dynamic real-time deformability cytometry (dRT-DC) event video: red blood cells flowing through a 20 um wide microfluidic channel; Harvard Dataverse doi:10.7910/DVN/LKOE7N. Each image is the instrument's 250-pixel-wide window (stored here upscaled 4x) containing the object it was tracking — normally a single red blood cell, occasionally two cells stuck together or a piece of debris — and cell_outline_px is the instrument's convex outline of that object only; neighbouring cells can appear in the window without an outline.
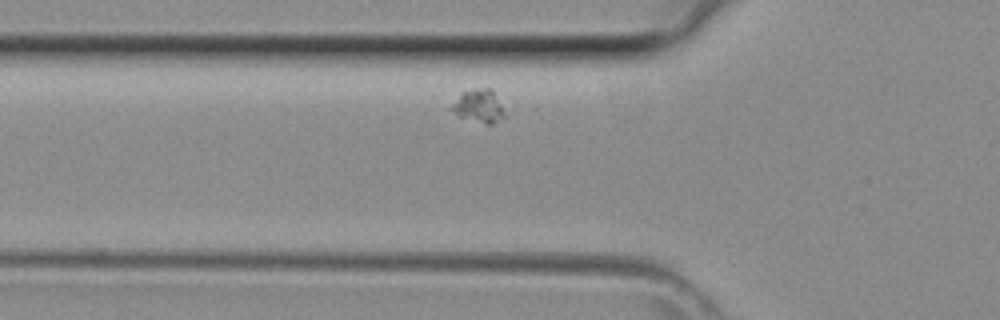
{"species": "common noctule bat (a hibernating species)", "species_latin": "Nyctalus noctula", "temperature_condition": "room temperature", "stored_images_in_passage": 23, "camera_frame_rate_fps": 3000, "um_per_image_px": 0.085, "animal": {"sex": "female", "body_mass_g": 29.2, "forearm_length_mm": 56.3}, "frame": {"image": 1, "passage_image": 3, "time_ms": 0.667, "image_size_px": [1000, 320], "cell_outline_px": [[504, 116], [500, 120], [492, 124], [484, 124], [460, 116], [452, 112], [448, 108], [460, 92], [476, 88], [492, 88]], "centroid_in_image_um": [40.61, 9.0], "position_along_channel_um": 85.2, "area_um2": 10.12}}
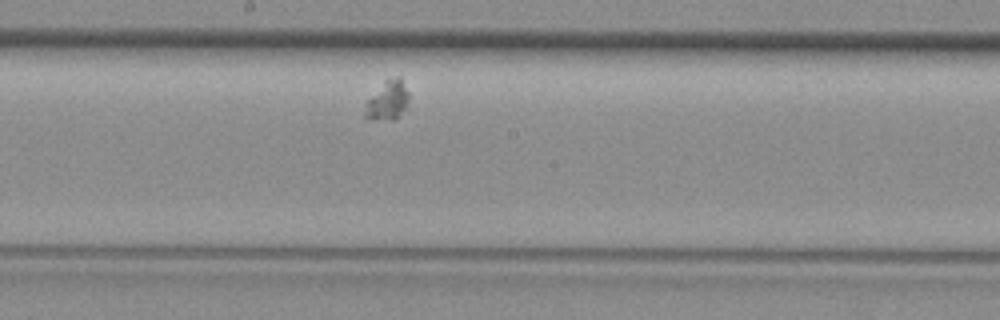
{"frame": {"image": 2, "passage_image": 12, "time_ms": 3.667, "image_size_px": [1000, 320], "cell_outline_px": [[412, 112], [392, 120], [372, 120], [364, 116], [364, 112], [368, 100], [384, 80], [396, 76], [400, 76], [408, 92]], "centroid_in_image_um": [33.05, 8.59], "position_along_channel_um": 215.1, "area_um2": 10.69}}
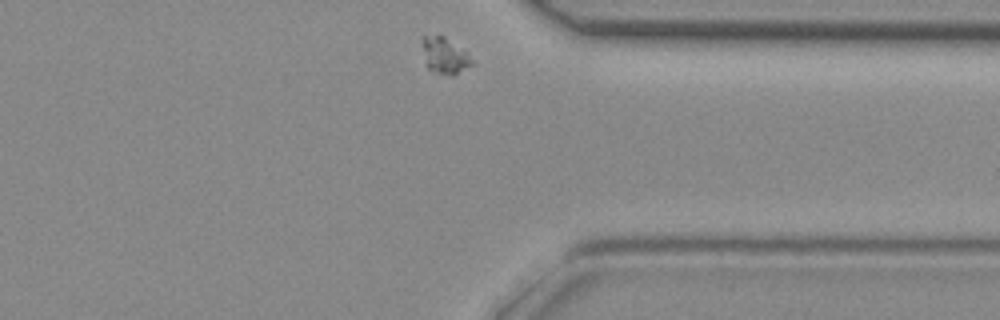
{"frame": {"image": 3, "passage_image": 23, "time_ms": 7.333, "image_size_px": [1000, 320], "cell_outline_px": [[476, 64], [456, 76], [452, 76], [436, 72], [428, 68], [420, 40], [420, 36], [444, 36], [464, 52]], "centroid_in_image_um": [37.81, 4.76], "position_along_channel_um": 373.6, "area_um2": 10.4}}